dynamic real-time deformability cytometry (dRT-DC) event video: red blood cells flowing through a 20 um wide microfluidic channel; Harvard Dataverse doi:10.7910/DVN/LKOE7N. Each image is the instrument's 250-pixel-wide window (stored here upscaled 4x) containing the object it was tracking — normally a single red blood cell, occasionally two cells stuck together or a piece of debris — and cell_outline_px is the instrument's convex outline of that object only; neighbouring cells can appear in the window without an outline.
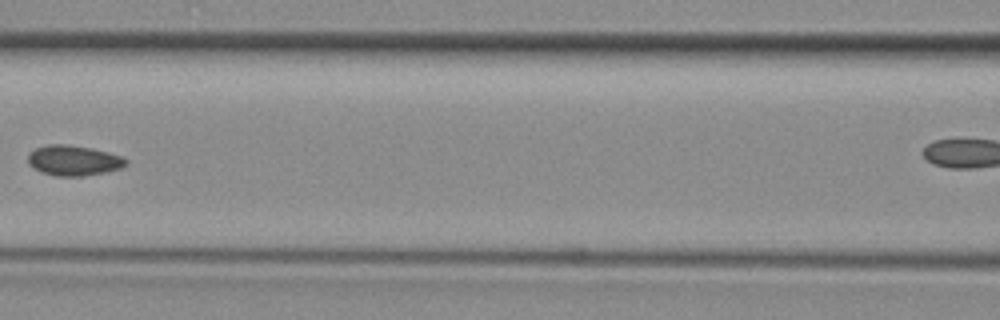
{"species": "common noctule bat (a hibernating species)", "species_latin": "Nyctalus noctula", "temperature_condition": "room temperature", "stored_images_in_passage": 6, "segment_of_instrument_passage": [1, 2], "camera_frame_rate_fps": 3000, "um_per_image_px": 0.085, "animal": {"sex": "female", "body_mass_g": 29.2, "forearm_length_mm": 56.3}, "frame": {"image": 1, "passage_image": 5, "time_ms": 1.333, "image_size_px": [1000, 320], "cell_outline_px": [[128, 164], [120, 168], [108, 172], [84, 176], [56, 176], [40, 172], [32, 168], [28, 164], [28, 152], [36, 148], [48, 144], [64, 144], [92, 148], [124, 156], [128, 160]], "centroid_in_image_um": [6.26, 13.64], "position_along_channel_um": 160.3, "area_um2": 17.63}}